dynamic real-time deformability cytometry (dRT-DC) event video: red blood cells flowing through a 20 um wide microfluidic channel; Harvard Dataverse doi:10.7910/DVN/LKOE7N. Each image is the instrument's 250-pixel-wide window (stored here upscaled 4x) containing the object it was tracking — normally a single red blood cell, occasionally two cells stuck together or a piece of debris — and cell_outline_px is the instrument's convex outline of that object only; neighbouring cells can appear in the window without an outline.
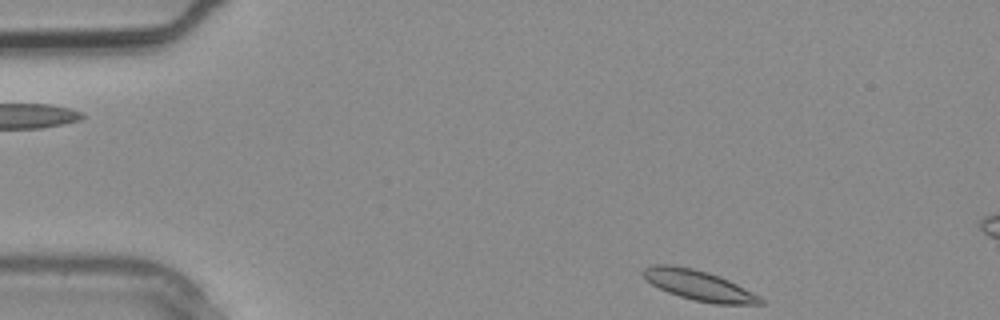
{"species": "common noctule bat (a hibernating species)", "species_latin": "Nyctalus noctula", "temperature_condition": "warm", "stored_images_in_passage": 2, "segment_of_instrument_passage": [2, 2], "camera_frame_rate_fps": 3000, "um_per_image_px": 0.085, "animal": {"sex": "male", "body_mass_g": 20.4}, "frame": {"image": 1, "passage_image": 2, "time_ms": 0.333, "image_size_px": [1000, 320], "cell_outline_px": [[764, 304], [716, 304], [692, 300], [668, 292], [652, 284], [640, 272], [644, 268], [652, 264], [668, 264], [692, 268], [708, 272], [720, 276], [760, 296], [764, 300]], "centroid_in_image_um": [59.39, 24.25], "position_along_channel_um": 25.6, "area_um2": 20.46}}